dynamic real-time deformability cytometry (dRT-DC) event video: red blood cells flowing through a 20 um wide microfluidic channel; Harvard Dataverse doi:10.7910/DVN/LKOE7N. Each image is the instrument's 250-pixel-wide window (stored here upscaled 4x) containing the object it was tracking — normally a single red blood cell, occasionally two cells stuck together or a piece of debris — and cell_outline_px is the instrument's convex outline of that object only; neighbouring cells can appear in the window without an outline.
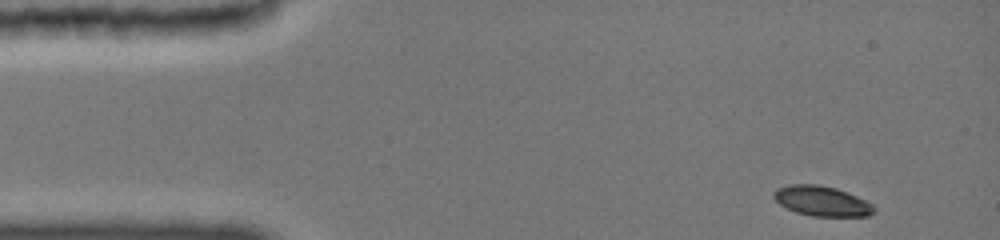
{"species": "common noctule bat (a hibernating species)", "species_latin": "Nyctalus noctula", "temperature_condition": "cold", "stored_images_in_passage": 21, "camera_frame_rate_fps": 3000, "um_per_image_px": 0.085, "animal": {"sex": "female", "body_mass_g": 19.0, "forearm_length_mm": 51.5}, "frame": {"image": 1, "passage_image": 1, "time_ms": 0.0, "image_size_px": [1000, 240], "cell_outline_px": [[876, 212], [868, 216], [812, 216], [796, 212], [780, 204], [772, 196], [772, 192], [776, 188], [788, 184], [820, 184], [836, 188], [848, 192], [872, 204], [876, 208]], "centroid_in_image_um": [69.85, 17.08], "position_along_channel_um": 15.2, "area_um2": 17.69}}
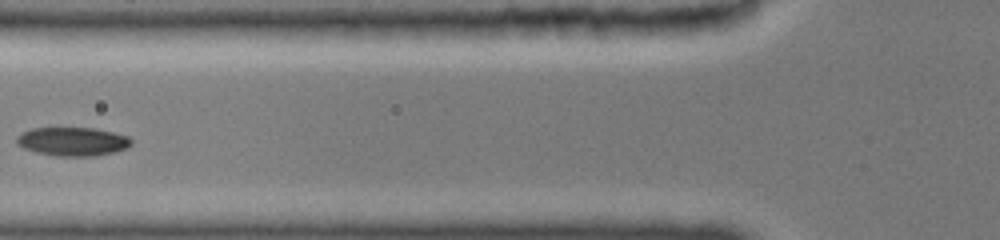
{"frame": {"image": 2, "passage_image": 12, "time_ms": 5.0, "image_size_px": [1000, 240], "cell_outline_px": [[132, 144], [128, 148], [116, 152], [96, 156], [56, 156], [36, 152], [24, 148], [16, 144], [16, 136], [32, 128], [92, 128], [112, 132], [128, 136], [132, 140]], "centroid_in_image_um": [6.19, 12.04], "position_along_channel_um": 119.6, "area_um2": 19.25}}
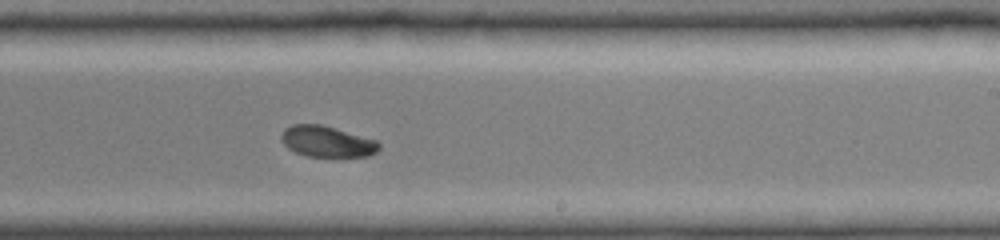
{"frame": {"image": 3, "passage_image": 21, "time_ms": 8.667, "image_size_px": [1000, 240], "cell_outline_px": [[380, 148], [376, 152], [368, 156], [304, 156], [288, 148], [284, 144], [280, 136], [284, 128], [292, 124], [320, 124], [376, 140], [380, 144]], "centroid_in_image_um": [27.77, 12.02], "position_along_channel_um": 261.2, "area_um2": 17.51}}